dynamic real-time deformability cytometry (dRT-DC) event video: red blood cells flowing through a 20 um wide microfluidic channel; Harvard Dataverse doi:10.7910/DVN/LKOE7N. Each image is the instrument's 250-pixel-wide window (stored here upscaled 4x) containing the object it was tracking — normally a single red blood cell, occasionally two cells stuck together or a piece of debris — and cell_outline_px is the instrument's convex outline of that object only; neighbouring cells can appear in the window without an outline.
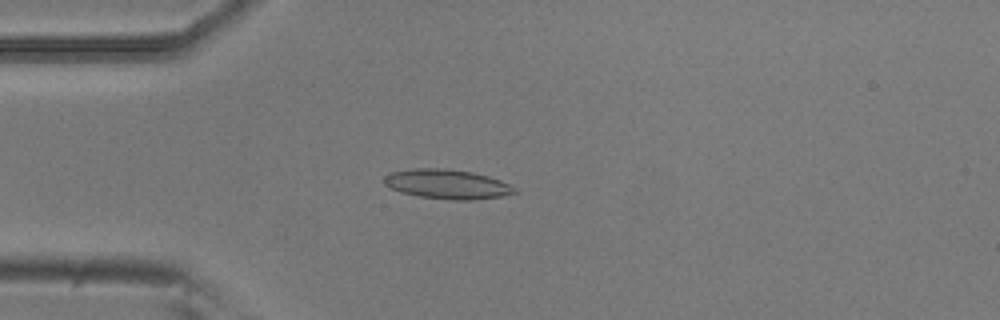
{"species": "common noctule bat (a hibernating species)", "species_latin": "Nyctalus noctula", "temperature_condition": "room temperature", "stored_images_in_passage": 49, "camera_frame_rate_fps": 3000, "um_per_image_px": 0.085, "animal": {"sex": "male", "body_mass_g": 20.5, "forearm_length_mm": 52.5}, "frame": {"image": 1, "passage_image": 10, "time_ms": 3.0, "image_size_px": [1000, 320], "cell_outline_px": [[520, 192], [500, 196], [472, 200], [452, 200], [420, 196], [400, 192], [384, 184], [384, 176], [392, 172], [412, 168], [444, 168], [472, 172], [488, 176], [500, 180], [516, 188]], "centroid_in_image_um": [38.02, 15.65], "position_along_channel_um": 47.0, "area_um2": 22.37}}
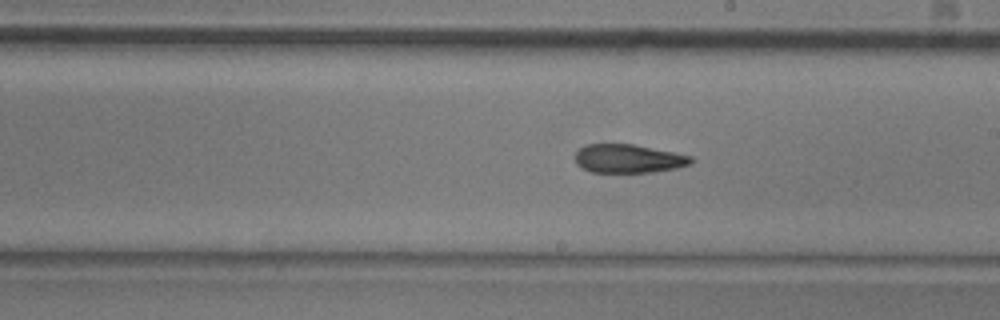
{"frame": {"image": 2, "passage_image": 26, "time_ms": 8.333, "image_size_px": [1000, 320], "cell_outline_px": [[696, 160], [692, 164], [676, 168], [652, 172], [592, 172], [580, 168], [576, 164], [576, 152], [580, 148], [588, 144], [632, 144], [692, 156]], "centroid_in_image_um": [53.43, 13.49], "position_along_channel_um": 235.6, "area_um2": 19.31}}
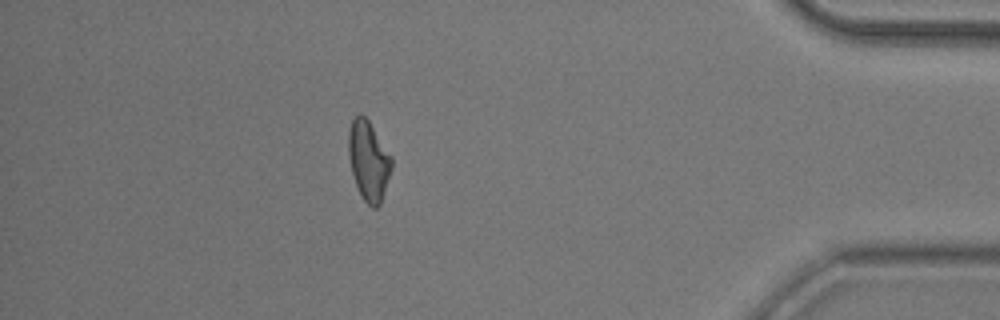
{"frame": {"image": 3, "passage_image": 43, "time_ms": 14.0, "image_size_px": [1000, 320], "cell_outline_px": [[392, 168], [380, 204], [376, 208], [372, 208], [364, 200], [356, 184], [352, 172], [348, 156], [348, 132], [352, 120], [360, 112], [368, 120], [392, 156]], "centroid_in_image_um": [31.33, 13.64], "position_along_channel_um": 403.9, "area_um2": 19.88}, "authors_computed_cell_mechanics": {"area_um2": 20.23, "velocity_mm_per_s": 3.7803, "shape_relaxation_time_tau1_ms": null, "shape_relaxation_time_tau2_ms": 4.2044, "deformation_change_tau1": null, "deformation_change_tau2": 0.1336}}